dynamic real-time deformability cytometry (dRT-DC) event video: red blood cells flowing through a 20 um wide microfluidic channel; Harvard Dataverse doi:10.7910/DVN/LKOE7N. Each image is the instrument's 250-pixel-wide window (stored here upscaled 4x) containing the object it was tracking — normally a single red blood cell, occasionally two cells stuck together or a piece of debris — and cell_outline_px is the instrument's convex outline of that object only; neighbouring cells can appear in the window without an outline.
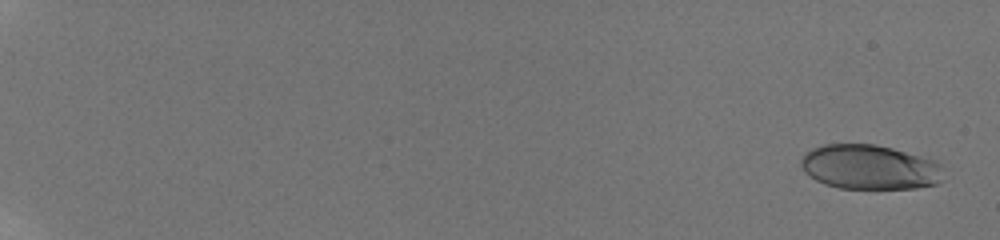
{"species": "human", "species_latin": "Homo sapiens", "temperature_condition": "room temperature", "stored_images_in_passage": 25, "camera_frame_rate_fps": 3000, "um_per_image_px": 0.085, "donor": {"sex": "male"}, "frame": {"image": 1, "passage_image": 2, "time_ms": 0.667, "image_size_px": [1000, 240], "cell_outline_px": [[940, 180], [936, 184], [916, 188], [840, 188], [824, 184], [816, 180], [804, 172], [800, 164], [800, 160], [804, 152], [812, 148], [824, 144], [876, 144], [892, 148], [936, 160], [940, 164]], "centroid_in_image_um": [73.86, 14.19], "position_along_channel_um": 11.1, "area_um2": 37.05}}
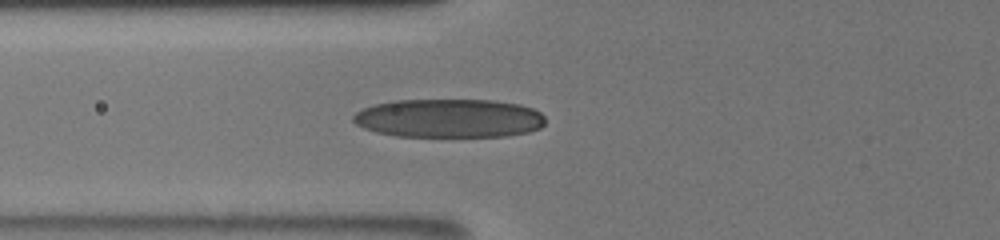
{"frame": {"image": 2, "passage_image": 18, "time_ms": 8.667, "image_size_px": [1000, 240], "cell_outline_px": [[544, 124], [540, 128], [528, 132], [508, 136], [396, 136], [376, 132], [364, 128], [356, 124], [352, 120], [352, 116], [356, 112], [364, 108], [376, 104], [392, 100], [492, 100], [520, 104], [532, 108], [540, 112], [544, 116]], "centroid_in_image_um": [38.17, 10.05], "position_along_channel_um": 87.6, "area_um2": 43.41}}
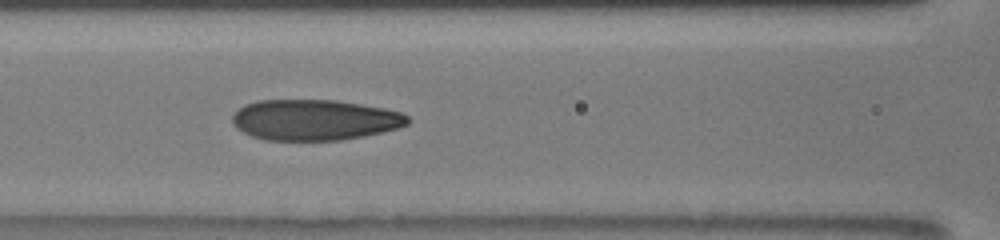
{"frame": {"image": 3, "passage_image": 22, "time_ms": 10.0, "image_size_px": [1000, 240], "cell_outline_px": [[408, 124], [396, 128], [364, 136], [340, 140], [264, 140], [252, 136], [236, 128], [232, 124], [232, 116], [244, 104], [256, 100], [336, 100], [384, 108], [400, 112], [408, 116]], "centroid_in_image_um": [26.7, 10.19], "position_along_channel_um": 139.9, "area_um2": 41.56}}